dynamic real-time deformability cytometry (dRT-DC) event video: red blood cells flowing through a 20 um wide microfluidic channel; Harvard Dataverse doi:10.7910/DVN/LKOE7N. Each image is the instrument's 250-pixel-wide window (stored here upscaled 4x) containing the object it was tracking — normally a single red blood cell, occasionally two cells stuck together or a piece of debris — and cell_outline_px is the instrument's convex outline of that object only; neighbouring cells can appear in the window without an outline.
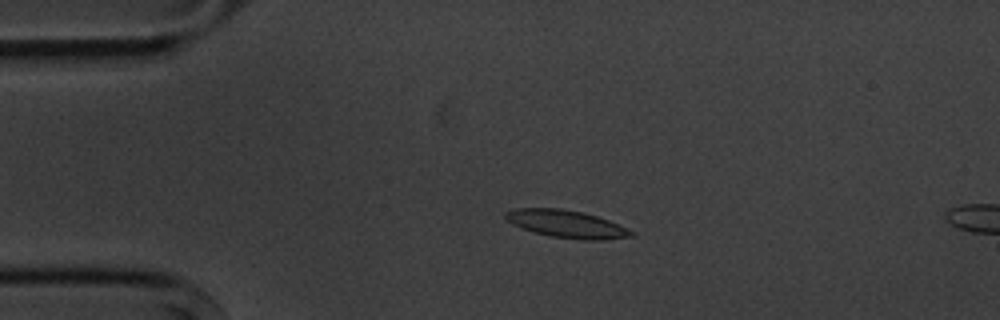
{"species": "common noctule bat (a hibernating species)", "species_latin": "Nyctalus noctula", "temperature_condition": "cold", "stored_images_in_passage": 5, "camera_frame_rate_fps": 3000, "um_per_image_px": 0.085, "animal": {"sex": "male", "body_mass_g": 20.1, "forearm_length_mm": 53.5}, "frame": {"image": 1, "passage_image": 4, "time_ms": 3.333, "image_size_px": [1000, 320], "cell_outline_px": [[636, 236], [600, 240], [584, 240], [552, 236], [536, 232], [512, 224], [504, 216], [504, 212], [516, 208], [560, 208], [584, 212], [608, 220], [636, 232]], "centroid_in_image_um": [48.19, 19.03], "position_along_channel_um": 36.8, "area_um2": 20.06}}